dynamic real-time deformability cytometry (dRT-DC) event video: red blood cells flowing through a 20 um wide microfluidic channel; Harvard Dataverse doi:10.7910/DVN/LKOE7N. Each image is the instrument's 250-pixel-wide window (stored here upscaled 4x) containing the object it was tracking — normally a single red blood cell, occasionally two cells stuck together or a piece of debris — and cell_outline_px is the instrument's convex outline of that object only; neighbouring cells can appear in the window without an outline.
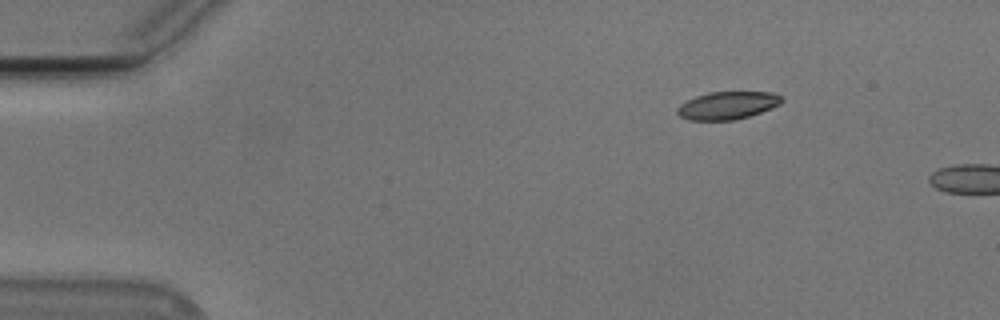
{"species": "Egyptian fruit bat (a non-hibernating species)", "species_latin": "Rousettus aegyptiacus", "temperature_condition": "cold", "stored_images_in_passage": 4, "camera_frame_rate_fps": 3000, "um_per_image_px": 0.085, "animal": {"sex": "male"}, "frame": {"image": 1, "passage_image": 1, "time_ms": 0.0, "image_size_px": [1000, 320], "cell_outline_px": [[784, 100], [780, 104], [772, 108], [748, 116], [732, 120], [688, 120], [680, 116], [676, 112], [676, 108], [680, 104], [696, 96], [708, 92], [772, 92], [780, 96]], "centroid_in_image_um": [61.82, 8.96], "position_along_channel_um": 23.2, "area_um2": 16.82}}